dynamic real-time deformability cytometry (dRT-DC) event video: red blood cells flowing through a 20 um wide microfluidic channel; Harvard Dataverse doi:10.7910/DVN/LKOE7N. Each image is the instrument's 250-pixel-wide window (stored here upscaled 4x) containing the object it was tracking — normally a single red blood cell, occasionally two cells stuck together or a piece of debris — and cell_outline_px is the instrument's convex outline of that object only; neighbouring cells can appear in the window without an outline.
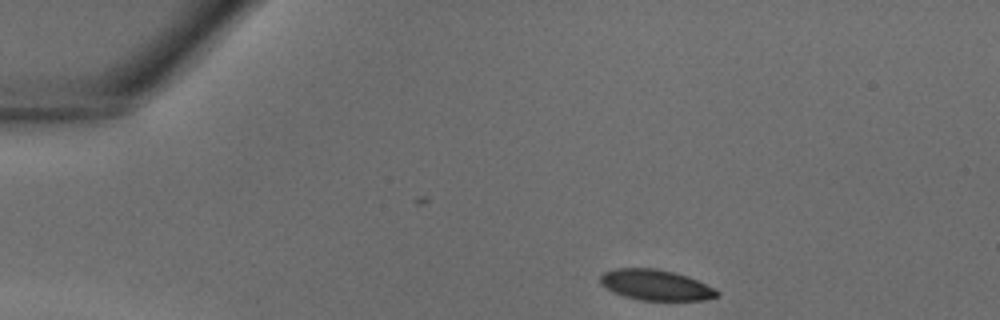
{"species": "common noctule bat (a hibernating species)", "species_latin": "Nyctalus noctula", "temperature_condition": "warm", "stored_images_in_passage": 33, "camera_frame_rate_fps": 3000, "um_per_image_px": 0.085, "animal": {"sex": "male", "body_mass_g": 18.8}, "frame": {"image": 1, "passage_image": 1, "time_ms": 0.0, "image_size_px": [1000, 320], "cell_outline_px": [[720, 296], [704, 300], [640, 300], [624, 296], [612, 292], [600, 284], [600, 276], [604, 272], [616, 268], [656, 268], [688, 276], [716, 288], [720, 292]], "centroid_in_image_um": [55.76, 24.22], "position_along_channel_um": 29.2, "area_um2": 20.98}}
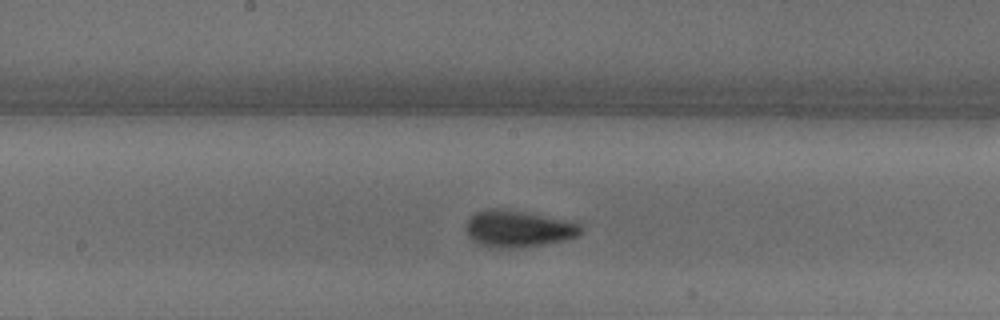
{"frame": {"image": 2, "passage_image": 15, "time_ms": 4.667, "image_size_px": [1000, 320], "cell_outline_px": [[580, 232], [576, 236], [564, 240], [540, 244], [512, 248], [488, 248], [472, 240], [468, 236], [464, 228], [468, 220], [476, 212], [488, 208], [492, 208], [520, 212], [580, 224]], "centroid_in_image_um": [43.92, 19.47], "position_along_channel_um": 204.3, "area_um2": 23.76}}
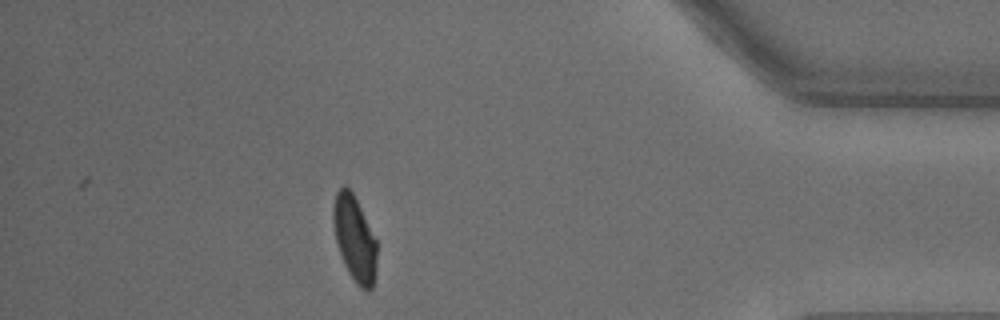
{"frame": {"image": 3, "passage_image": 29, "time_ms": 9.333, "image_size_px": [1000, 320], "cell_outline_px": [[376, 276], [372, 288], [368, 292], [360, 288], [356, 284], [348, 272], [344, 264], [336, 240], [332, 220], [332, 208], [336, 192], [344, 184], [352, 192], [376, 240]], "centroid_in_image_um": [30.13, 20.32], "position_along_channel_um": 405.1, "area_um2": 21.62}}